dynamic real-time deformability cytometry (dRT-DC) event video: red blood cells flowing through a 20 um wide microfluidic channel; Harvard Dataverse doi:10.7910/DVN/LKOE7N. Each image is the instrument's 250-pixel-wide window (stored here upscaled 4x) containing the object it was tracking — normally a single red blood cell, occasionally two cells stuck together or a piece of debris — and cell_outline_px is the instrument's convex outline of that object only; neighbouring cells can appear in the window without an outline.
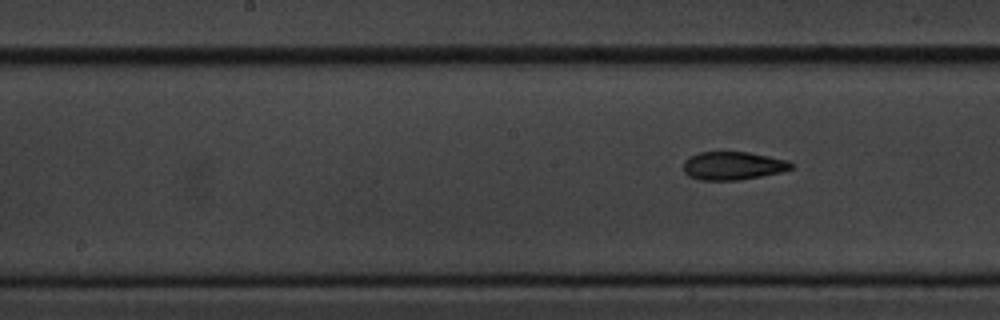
{"species": "common noctule bat (a hibernating species)", "species_latin": "Nyctalus noctula", "temperature_condition": "cold", "stored_images_in_passage": 10, "camera_frame_rate_fps": 3000, "um_per_image_px": 0.085, "animal": {"sex": "male", "body_mass_g": 20.1, "forearm_length_mm": 53.5}, "frame": {"image": 1, "passage_image": 10, "time_ms": 11.333, "image_size_px": [1000, 320], "cell_outline_px": [[792, 168], [780, 172], [760, 176], [736, 180], [700, 180], [688, 176], [684, 172], [684, 160], [700, 152], [748, 152], [788, 160], [792, 164]], "centroid_in_image_um": [62.28, 14.09], "position_along_channel_um": 185.9, "area_um2": 17.51}}